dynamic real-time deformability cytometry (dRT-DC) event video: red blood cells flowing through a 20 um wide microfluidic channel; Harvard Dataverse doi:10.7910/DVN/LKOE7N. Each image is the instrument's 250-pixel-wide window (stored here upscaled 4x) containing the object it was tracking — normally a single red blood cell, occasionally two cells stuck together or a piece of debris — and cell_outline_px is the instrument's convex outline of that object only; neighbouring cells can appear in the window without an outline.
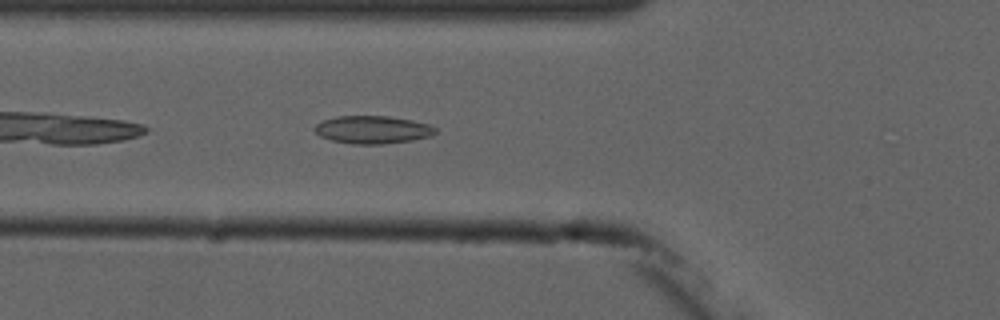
{"species": "common noctule bat (a hibernating species)", "species_latin": "Nyctalus noctula", "temperature_condition": "cold", "stored_images_in_passage": 6, "camera_frame_rate_fps": 3000, "um_per_image_px": 0.085, "animal": {"sex": "male", "forearm_length_mm": 52.5}, "frame": {"image": 1, "passage_image": 6, "time_ms": 5.667, "image_size_px": [1000, 320], "cell_outline_px": [[436, 132], [432, 136], [412, 140], [384, 144], [352, 144], [332, 140], [320, 136], [312, 128], [316, 124], [324, 120], [336, 116], [388, 116], [412, 120], [428, 124], [436, 128]], "centroid_in_image_um": [31.67, 11.02], "position_along_channel_um": 94.1, "area_um2": 19.59}}